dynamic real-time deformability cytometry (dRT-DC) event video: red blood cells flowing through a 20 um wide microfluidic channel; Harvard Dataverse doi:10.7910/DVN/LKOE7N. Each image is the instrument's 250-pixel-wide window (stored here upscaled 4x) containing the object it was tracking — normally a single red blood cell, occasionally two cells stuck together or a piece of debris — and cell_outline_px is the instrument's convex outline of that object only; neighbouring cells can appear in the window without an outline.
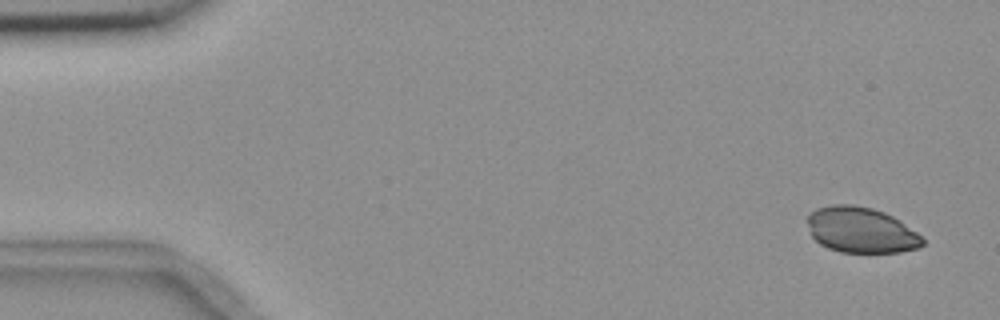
{"species": "common noctule bat (a hibernating species)", "species_latin": "Nyctalus noctula", "temperature_condition": "room temperature", "stored_images_in_passage": 6, "camera_frame_rate_fps": 3000, "um_per_image_px": 0.085, "animal": {"sex": "female", "body_mass_g": 18.4}, "frame": {"image": 1, "passage_image": 1, "time_ms": 0.0, "image_size_px": [1000, 320], "cell_outline_px": [[924, 244], [916, 248], [900, 252], [840, 252], [828, 248], [820, 244], [812, 236], [808, 224], [808, 216], [816, 208], [832, 204], [856, 204], [872, 208], [884, 212], [892, 216], [916, 232], [924, 240]], "centroid_in_image_um": [73.17, 19.54], "position_along_channel_um": 11.8, "area_um2": 30.46}}